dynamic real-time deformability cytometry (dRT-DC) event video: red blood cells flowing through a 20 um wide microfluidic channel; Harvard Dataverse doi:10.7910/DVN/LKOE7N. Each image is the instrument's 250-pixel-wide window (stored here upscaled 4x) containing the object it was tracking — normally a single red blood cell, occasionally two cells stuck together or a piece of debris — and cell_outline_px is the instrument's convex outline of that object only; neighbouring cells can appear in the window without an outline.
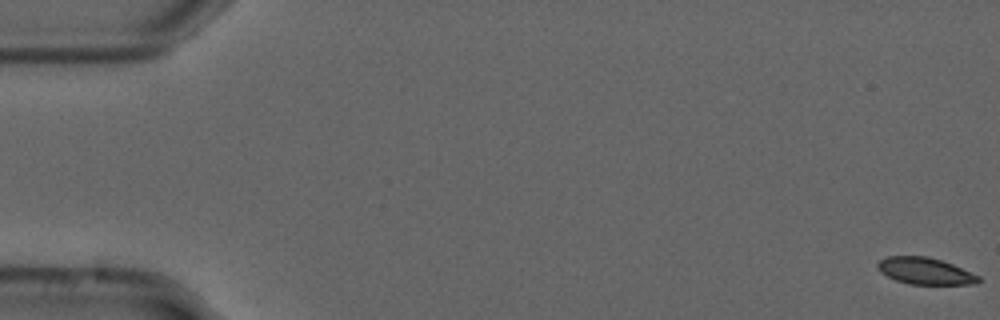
{"species": "common noctule bat (a hibernating species)", "species_latin": "Nyctalus noctula", "temperature_condition": "cold", "stored_images_in_passage": 13, "camera_frame_rate_fps": 3000, "um_per_image_px": 0.085, "animal": {"sex": "male", "forearm_length_mm": 52.5}, "frame": {"image": 1, "passage_image": 1, "time_ms": 0.0, "image_size_px": [1000, 320], "cell_outline_px": [[980, 280], [976, 284], [908, 284], [896, 280], [880, 272], [876, 268], [876, 264], [880, 260], [888, 256], [928, 256], [952, 264], [980, 276]], "centroid_in_image_um": [78.61, 23.03], "position_along_channel_um": 6.4, "area_um2": 15.66}}